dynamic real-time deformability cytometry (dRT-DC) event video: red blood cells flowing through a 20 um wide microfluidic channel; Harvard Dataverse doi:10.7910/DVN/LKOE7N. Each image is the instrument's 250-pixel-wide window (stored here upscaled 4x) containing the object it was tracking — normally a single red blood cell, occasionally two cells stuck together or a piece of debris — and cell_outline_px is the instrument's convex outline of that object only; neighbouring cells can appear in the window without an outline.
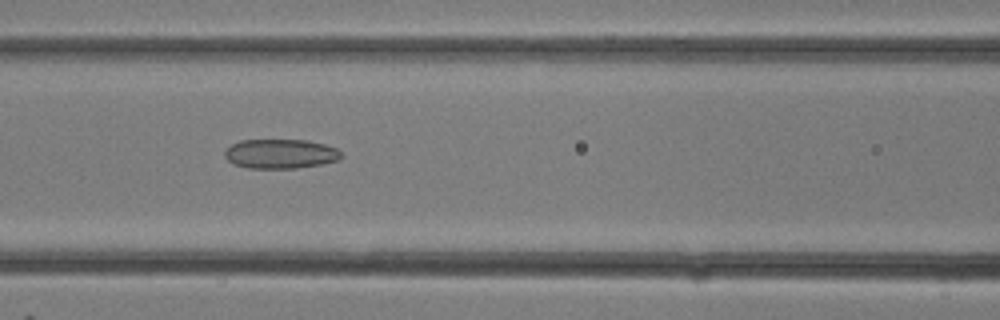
{"species": "common noctule bat (a hibernating species)", "species_latin": "Nyctalus noctula", "temperature_condition": "room temperature", "stored_images_in_passage": 16, "camera_frame_rate_fps": 3000, "um_per_image_px": 0.085, "animal": {"sex": "female"}, "frame": {"image": 1, "passage_image": 9, "time_ms": 2.667, "image_size_px": [1000, 320], "cell_outline_px": [[344, 156], [340, 160], [320, 164], [296, 168], [248, 168], [232, 164], [224, 156], [224, 152], [232, 144], [240, 140], [308, 140], [324, 144], [336, 148]], "centroid_in_image_um": [23.84, 13.07], "position_along_channel_um": 142.8, "area_um2": 20.06}}
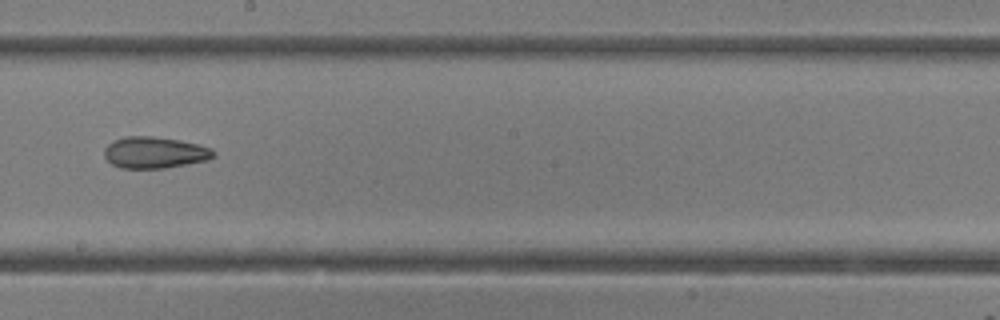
{"frame": {"image": 2, "passage_image": 13, "time_ms": 4.0, "image_size_px": [1000, 320], "cell_outline_px": [[216, 156], [208, 160], [164, 168], [120, 168], [112, 164], [104, 156], [104, 148], [112, 140], [124, 136], [152, 136], [180, 140], [200, 144], [212, 148], [216, 152]], "centroid_in_image_um": [13.16, 12.95], "position_along_channel_um": 235.0, "area_um2": 20.29}}
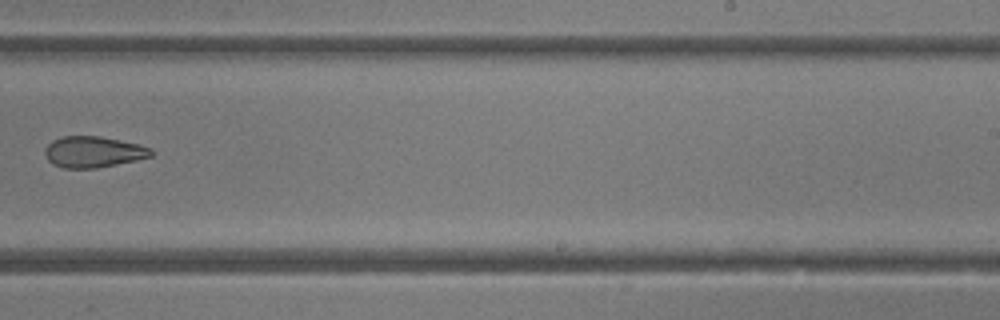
{"frame": {"image": 3, "passage_image": 15, "time_ms": 4.667, "image_size_px": [1000, 320], "cell_outline_px": [[152, 156], [136, 160], [96, 168], [64, 168], [52, 164], [48, 160], [44, 152], [44, 148], [52, 140], [64, 136], [100, 136], [140, 144], [152, 148]], "centroid_in_image_um": [7.92, 12.91], "position_along_channel_um": 281.1, "area_um2": 19.31}}